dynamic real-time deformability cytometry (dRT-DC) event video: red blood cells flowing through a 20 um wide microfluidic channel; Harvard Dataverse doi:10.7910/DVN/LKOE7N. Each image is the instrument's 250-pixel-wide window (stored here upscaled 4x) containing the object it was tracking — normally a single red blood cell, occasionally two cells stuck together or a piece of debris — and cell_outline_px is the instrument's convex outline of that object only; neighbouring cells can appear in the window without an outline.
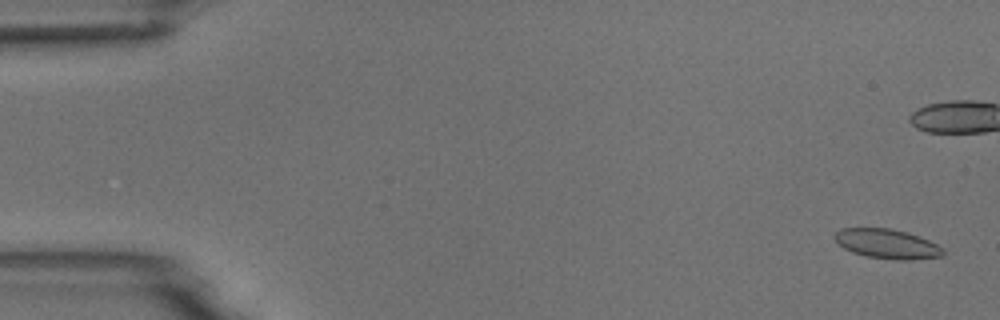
{"species": "common noctule bat (a hibernating species)", "species_latin": "Nyctalus noctula", "temperature_condition": "room temperature", "stored_images_in_passage": 6, "camera_frame_rate_fps": 3000, "um_per_image_px": 0.085, "animal": {"sex": "male", "body_mass_g": 18.8}, "frame": {"image": 1, "passage_image": 1, "time_ms": 0.0, "image_size_px": [1000, 320], "cell_outline_px": [[944, 256], [912, 260], [896, 260], [864, 256], [852, 252], [844, 248], [832, 236], [840, 228], [892, 228], [908, 232], [920, 236], [944, 248]], "centroid_in_image_um": [75.42, 20.73], "position_along_channel_um": 9.6, "area_um2": 18.9}}